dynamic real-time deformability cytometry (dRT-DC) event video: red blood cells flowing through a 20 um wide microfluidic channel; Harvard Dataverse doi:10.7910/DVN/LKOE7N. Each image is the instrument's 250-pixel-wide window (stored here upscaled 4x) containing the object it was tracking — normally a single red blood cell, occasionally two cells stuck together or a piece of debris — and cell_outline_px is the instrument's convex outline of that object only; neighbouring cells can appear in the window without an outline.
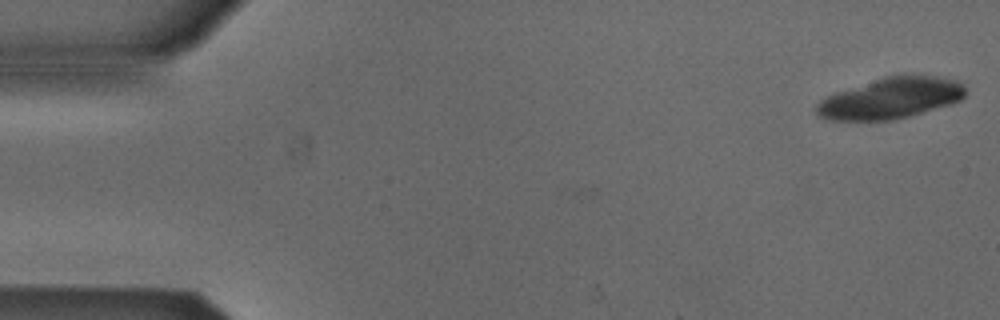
{"species": "Egyptian fruit bat (a non-hibernating species)", "species_latin": "Rousettus aegyptiacus", "temperature_condition": "cold", "stored_images_in_passage": 18, "camera_frame_rate_fps": 3000, "um_per_image_px": 0.085, "animal": {"sex": "male"}, "frame": {"image": 1, "passage_image": 1, "time_ms": 0.0, "image_size_px": [1000, 320], "cell_outline_px": [[968, 92], [960, 100], [952, 104], [908, 116], [892, 120], [828, 120], [816, 116], [816, 104], [820, 100], [836, 92], [884, 76], [908, 72], [936, 76], [956, 80], [964, 84]], "centroid_in_image_um": [75.75, 8.31], "position_along_channel_um": 9.2, "area_um2": 36.24}}